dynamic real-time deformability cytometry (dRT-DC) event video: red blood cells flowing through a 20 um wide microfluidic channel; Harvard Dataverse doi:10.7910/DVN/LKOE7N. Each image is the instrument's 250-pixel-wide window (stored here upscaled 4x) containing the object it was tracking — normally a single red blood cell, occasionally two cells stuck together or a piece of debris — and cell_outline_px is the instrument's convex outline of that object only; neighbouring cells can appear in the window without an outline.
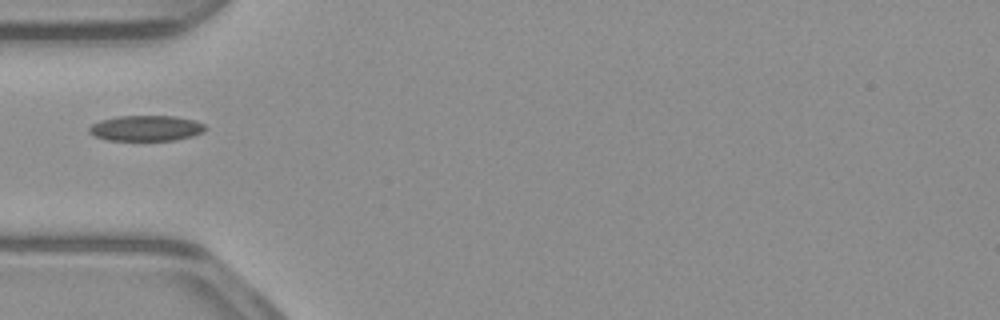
{"species": "common noctule bat (a hibernating species)", "species_latin": "Nyctalus noctula", "temperature_condition": "warm", "stored_images_in_passage": 29, "camera_frame_rate_fps": 3000, "um_per_image_px": 0.085, "animal": {"sex": "male", "body_mass_g": 23.1, "forearm_length_mm": 52.7}, "frame": {"image": 1, "passage_image": 1, "time_ms": 0.0, "image_size_px": [1000, 320], "cell_outline_px": [[208, 128], [204, 132], [192, 136], [176, 140], [108, 140], [96, 136], [88, 132], [88, 128], [92, 124], [100, 120], [116, 116], [176, 116], [196, 120], [204, 124]], "centroid_in_image_um": [12.45, 10.89], "position_along_channel_um": 72.5, "area_um2": 17.46}}
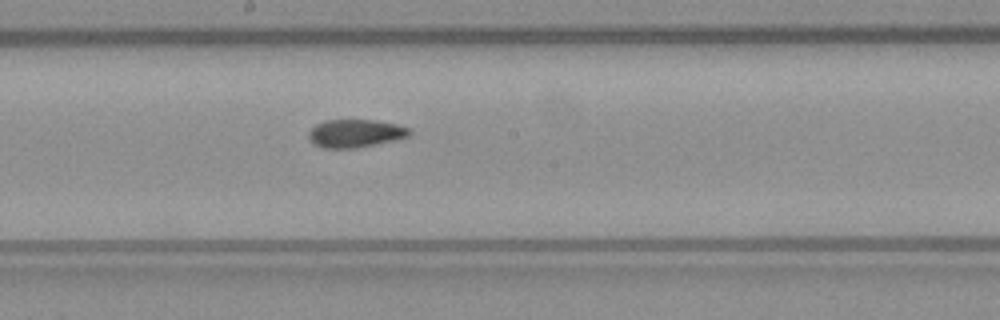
{"frame": {"image": 2, "passage_image": 12, "time_ms": 3.667, "image_size_px": [1000, 320], "cell_outline_px": [[412, 132], [408, 136], [392, 140], [356, 148], [324, 148], [316, 144], [308, 136], [308, 132], [316, 124], [324, 120], [376, 120], [396, 124], [408, 128]], "centroid_in_image_um": [30.19, 11.32], "position_along_channel_um": 218.0, "area_um2": 16.18}}
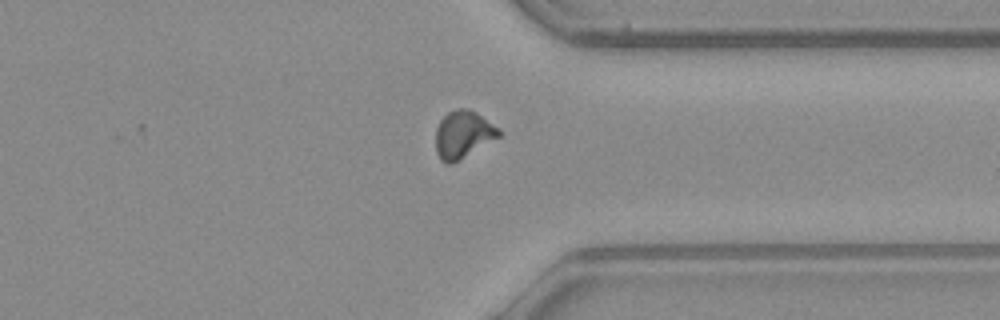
{"frame": {"image": 3, "passage_image": 24, "time_ms": 7.667, "image_size_px": [1000, 320], "cell_outline_px": [[500, 136], [452, 164], [448, 164], [440, 160], [436, 152], [436, 128], [440, 120], [448, 112], [456, 108], [468, 108], [476, 112], [500, 128]], "centroid_in_image_um": [39.35, 11.42], "position_along_channel_um": 372.0, "area_um2": 17.46}}